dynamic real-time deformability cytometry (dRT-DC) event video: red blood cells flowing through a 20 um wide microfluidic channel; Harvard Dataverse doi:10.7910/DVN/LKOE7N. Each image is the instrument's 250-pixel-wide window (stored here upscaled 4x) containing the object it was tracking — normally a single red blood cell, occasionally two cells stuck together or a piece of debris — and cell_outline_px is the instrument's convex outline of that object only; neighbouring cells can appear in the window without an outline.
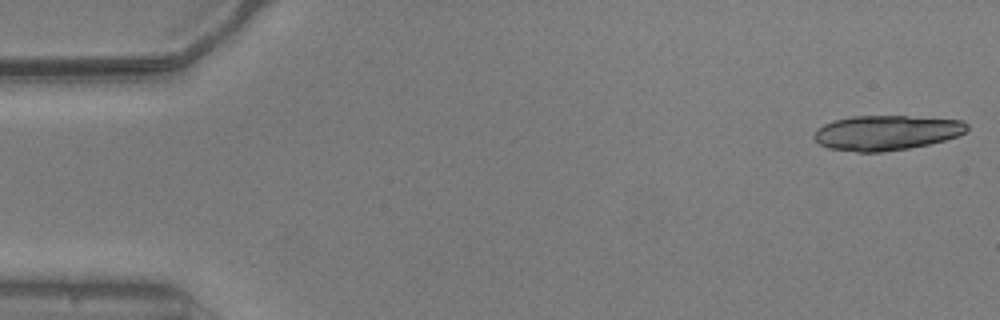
{"species": "common noctule bat (a hibernating species)", "species_latin": "Nyctalus noctula", "temperature_condition": "warm", "stored_images_in_passage": 53, "camera_frame_rate_fps": 3000, "um_per_image_px": 0.085, "animal": {"sex": "male", "body_mass_g": 20.5, "forearm_length_mm": 52.5}, "frame": {"image": 1, "passage_image": 1, "time_ms": 0.0, "image_size_px": [1000, 320], "cell_outline_px": [[968, 128], [964, 132], [956, 136], [944, 140], [928, 144], [908, 148], [880, 152], [856, 152], [828, 148], [820, 144], [812, 136], [816, 128], [824, 124], [836, 120], [852, 116], [904, 116], [964, 120], [968, 124]], "centroid_in_image_um": [75.31, 11.28], "position_along_channel_um": 9.7, "area_um2": 30.98}}
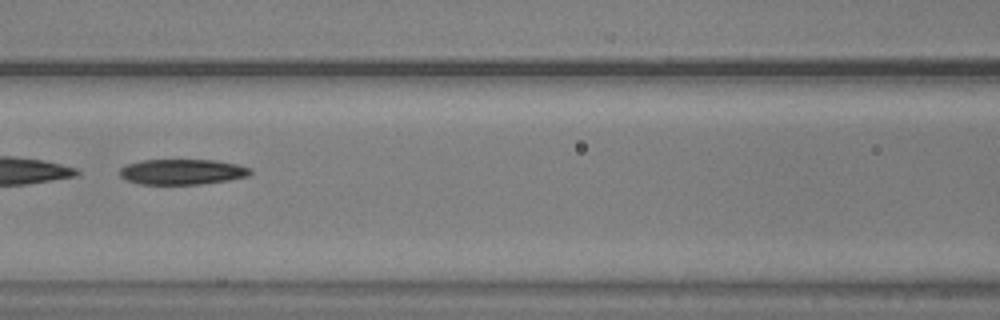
{"frame": {"image": 2, "passage_image": 23, "time_ms": 7.333, "image_size_px": [1000, 320], "cell_outline_px": [[252, 172], [248, 176], [228, 180], [200, 184], [140, 184], [124, 180], [120, 176], [120, 168], [124, 164], [144, 160], [216, 160], [236, 164], [252, 168]], "centroid_in_image_um": [15.46, 14.6], "position_along_channel_um": 151.1, "area_um2": 19.48}}
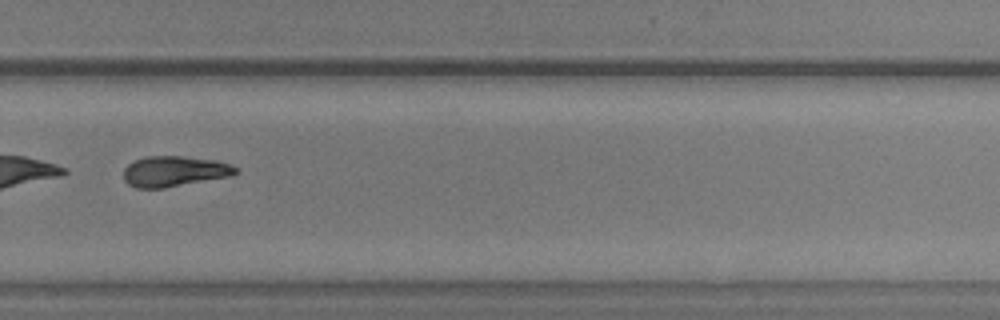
{"frame": {"image": 3, "passage_image": 36, "time_ms": 11.667, "image_size_px": [1000, 320], "cell_outline_px": [[240, 172], [232, 176], [164, 188], [136, 188], [128, 184], [124, 180], [124, 168], [132, 160], [148, 156], [184, 156], [212, 160], [228, 164], [240, 168]], "centroid_in_image_um": [14.82, 14.56], "position_along_channel_um": 315.0, "area_um2": 20.11}}